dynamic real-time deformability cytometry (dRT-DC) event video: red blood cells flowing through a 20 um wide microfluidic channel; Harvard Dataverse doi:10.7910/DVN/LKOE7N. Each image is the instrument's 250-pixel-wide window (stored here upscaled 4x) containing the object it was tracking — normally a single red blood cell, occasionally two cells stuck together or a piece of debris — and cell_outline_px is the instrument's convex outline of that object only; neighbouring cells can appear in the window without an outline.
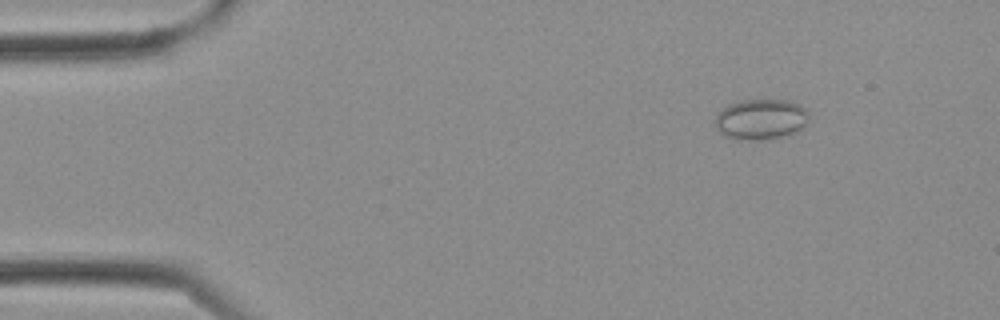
{"species": "Egyptian fruit bat (a non-hibernating species)", "species_latin": "Rousettus aegyptiacus", "temperature_condition": "cold", "stored_images_in_passage": 3, "camera_frame_rate_fps": 3000, "um_per_image_px": 0.085, "frame": {"image": 1, "passage_image": 2, "time_ms": 0.333, "image_size_px": [1000, 320], "cell_outline_px": [[808, 124], [796, 132], [784, 136], [764, 140], [736, 140], [724, 136], [716, 128], [716, 116], [728, 104], [740, 100], [788, 100], [808, 108]], "centroid_in_image_um": [64.7, 10.15], "position_along_channel_um": 20.3, "area_um2": 22.48}}